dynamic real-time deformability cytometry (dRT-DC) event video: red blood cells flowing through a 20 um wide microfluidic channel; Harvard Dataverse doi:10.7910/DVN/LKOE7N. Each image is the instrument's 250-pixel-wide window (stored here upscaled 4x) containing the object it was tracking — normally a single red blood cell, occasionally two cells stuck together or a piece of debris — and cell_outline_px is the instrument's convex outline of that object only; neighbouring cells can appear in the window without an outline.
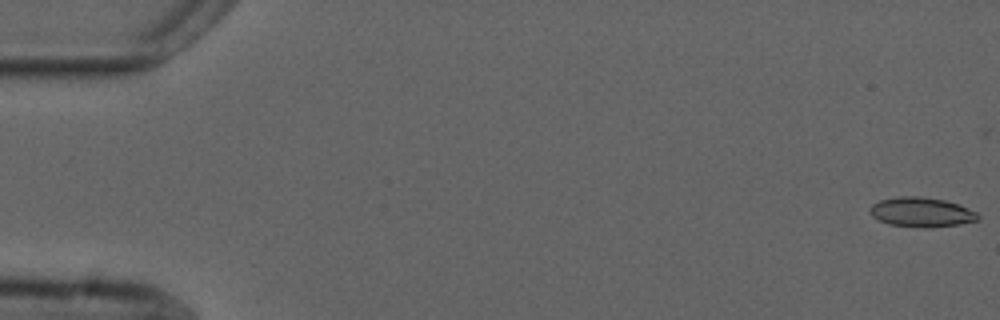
{"species": "common noctule bat (a hibernating species)", "species_latin": "Nyctalus noctula", "temperature_condition": "cold", "stored_images_in_passage": 7, "camera_frame_rate_fps": 3000, "um_per_image_px": 0.085, "animal": {"sex": "male", "forearm_length_mm": 52.5}, "frame": {"image": 1, "passage_image": 1, "time_ms": 0.0, "image_size_px": [1000, 320], "cell_outline_px": [[980, 220], [960, 224], [928, 228], [924, 228], [888, 224], [872, 216], [868, 212], [868, 208], [872, 204], [880, 200], [900, 196], [920, 196], [944, 200], [960, 204], [976, 212], [980, 216]], "centroid_in_image_um": [78.33, 18.03], "position_along_channel_um": 6.7, "area_um2": 18.84}}
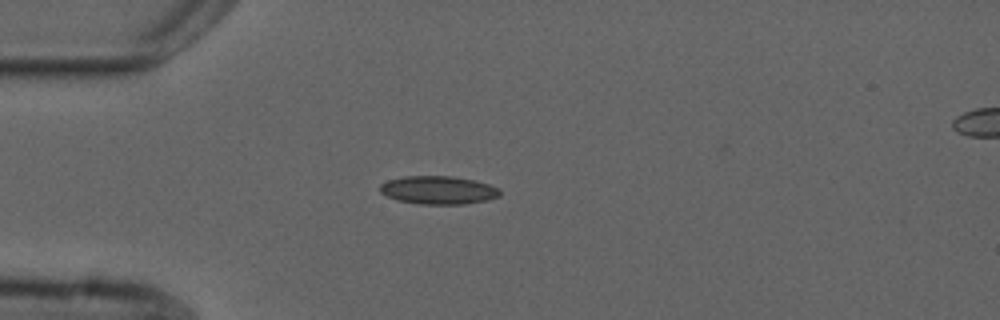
{"frame": {"image": 2, "passage_image": 5, "time_ms": 4.667, "image_size_px": [1000, 320], "cell_outline_px": [[500, 196], [488, 200], [464, 204], [420, 204], [396, 200], [380, 192], [380, 184], [388, 180], [404, 176], [452, 176], [472, 180], [488, 184], [500, 188]], "centroid_in_image_um": [37.26, 16.16], "position_along_channel_um": 47.7, "area_um2": 19.71}}
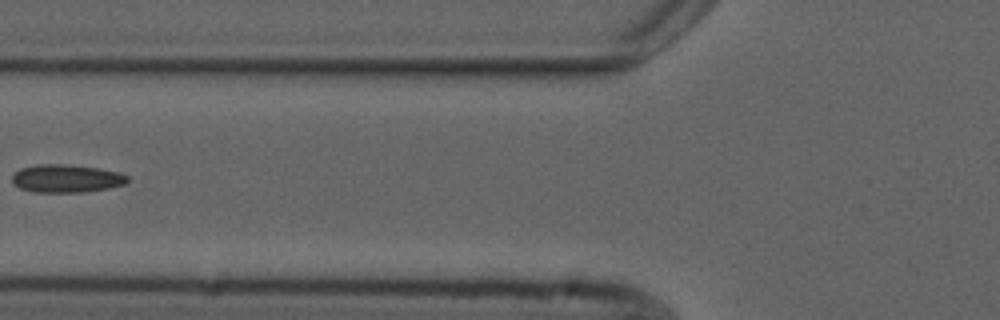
{"frame": {"image": 3, "passage_image": 7, "time_ms": 7.0, "image_size_px": [1000, 320], "cell_outline_px": [[128, 180], [124, 184], [108, 188], [84, 192], [36, 192], [20, 188], [12, 180], [12, 176], [20, 168], [36, 164], [64, 164], [96, 168], [120, 172], [128, 176]], "centroid_in_image_um": [5.64, 15.17], "position_along_channel_um": 120.2, "area_um2": 18.67}}